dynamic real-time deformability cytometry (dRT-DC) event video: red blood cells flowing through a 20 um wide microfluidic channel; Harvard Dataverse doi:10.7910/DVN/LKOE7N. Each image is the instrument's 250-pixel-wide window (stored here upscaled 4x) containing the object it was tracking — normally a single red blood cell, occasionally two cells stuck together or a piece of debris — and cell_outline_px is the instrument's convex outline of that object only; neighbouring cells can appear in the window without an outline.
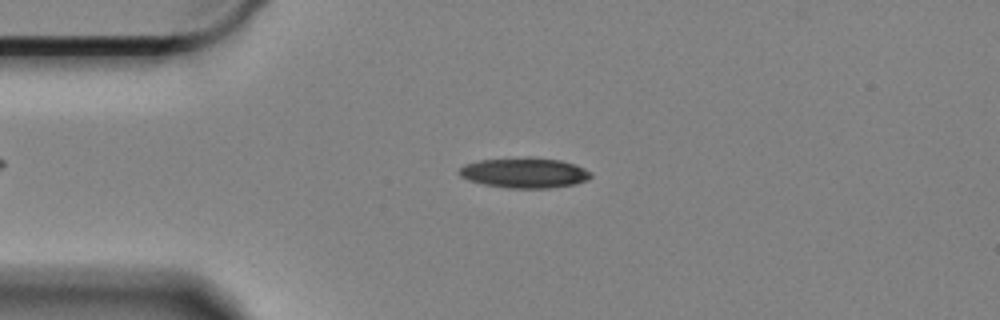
{"species": "Egyptian fruit bat (a non-hibernating species)", "species_latin": "Rousettus aegyptiacus", "temperature_condition": "cold", "stored_images_in_passage": 43, "camera_frame_rate_fps": 3000, "um_per_image_px": 0.085, "animal": {"sex": "female"}, "frame": {"image": 1, "passage_image": 2, "time_ms": 0.333, "image_size_px": [1000, 320], "cell_outline_px": [[592, 176], [588, 180], [576, 184], [548, 188], [512, 188], [484, 184], [468, 180], [460, 176], [460, 168], [464, 164], [480, 160], [524, 156], [536, 156], [560, 160], [576, 164], [592, 172]], "centroid_in_image_um": [44.62, 14.66], "position_along_channel_um": 40.4, "area_um2": 23.58}}
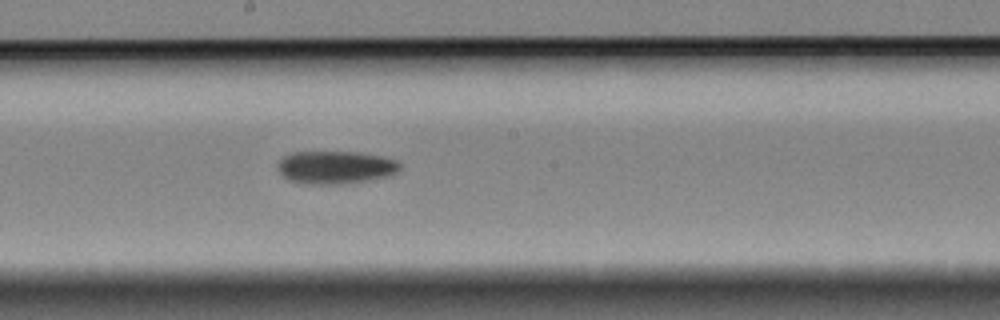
{"frame": {"image": 2, "passage_image": 20, "time_ms": 6.333, "image_size_px": [1000, 320], "cell_outline_px": [[400, 168], [396, 172], [388, 176], [368, 180], [340, 184], [308, 184], [288, 180], [280, 172], [280, 160], [284, 156], [292, 152], [356, 152], [384, 156], [396, 160], [400, 164]], "centroid_in_image_um": [28.55, 14.22], "position_along_channel_um": 219.7, "area_um2": 23.24}}
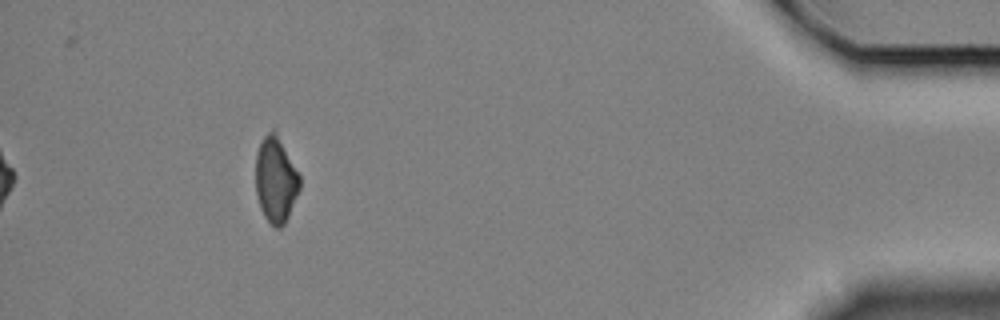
{"frame": {"image": 3, "passage_image": 43, "time_ms": 14.0, "image_size_px": [1000, 320], "cell_outline_px": [[300, 188], [288, 216], [284, 224], [280, 228], [276, 228], [264, 216], [260, 208], [256, 192], [256, 152], [260, 140], [272, 128], [276, 128], [300, 176]], "centroid_in_image_um": [23.43, 15.21], "position_along_channel_um": 411.8, "area_um2": 22.25}, "authors_computed_cell_mechanics": {"area_um2": 23.1778, "velocity_mm_per_s": 3.3152, "shape_relaxation_time_tau1_ms": 10.214, "shape_relaxation_time_tau2_ms": null, "deformation_change_tau1": 0.176, "deformation_change_tau2": null}}